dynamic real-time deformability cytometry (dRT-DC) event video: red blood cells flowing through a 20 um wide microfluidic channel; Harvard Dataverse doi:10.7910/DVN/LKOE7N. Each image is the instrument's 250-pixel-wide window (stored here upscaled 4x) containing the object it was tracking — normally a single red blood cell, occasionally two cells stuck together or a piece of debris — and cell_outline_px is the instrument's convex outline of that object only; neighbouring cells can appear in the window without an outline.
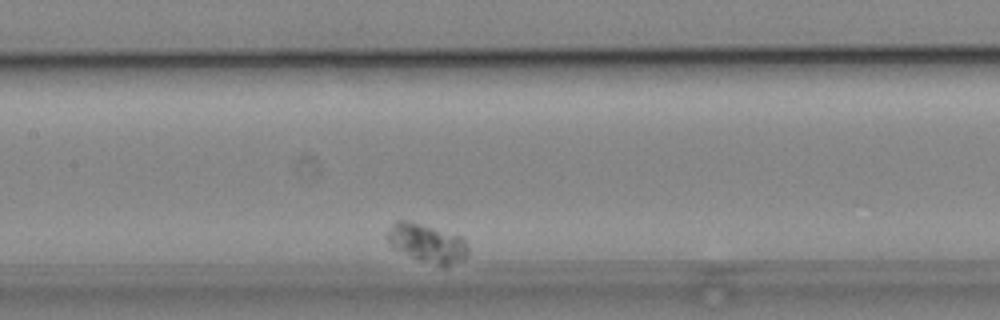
{"species": "common noctule bat (a hibernating species)", "species_latin": "Nyctalus noctula", "temperature_condition": "cold", "stored_images_in_passage": 5, "camera_frame_rate_fps": 3000, "um_per_image_px": 0.085, "animal": {"sex": "male", "body_mass_g": 19.2, "forearm_length_mm": 51.8}, "frame": {"image": 1, "passage_image": 5, "time_ms": 4.667, "image_size_px": [1000, 320], "cell_outline_px": [[468, 256], [444, 268], [412, 256], [392, 248], [384, 232], [396, 220], [408, 220], [460, 236], [464, 240], [468, 248]], "centroid_in_image_um": [36.27, 20.65], "position_along_channel_um": 171.1, "area_um2": 18.03}}